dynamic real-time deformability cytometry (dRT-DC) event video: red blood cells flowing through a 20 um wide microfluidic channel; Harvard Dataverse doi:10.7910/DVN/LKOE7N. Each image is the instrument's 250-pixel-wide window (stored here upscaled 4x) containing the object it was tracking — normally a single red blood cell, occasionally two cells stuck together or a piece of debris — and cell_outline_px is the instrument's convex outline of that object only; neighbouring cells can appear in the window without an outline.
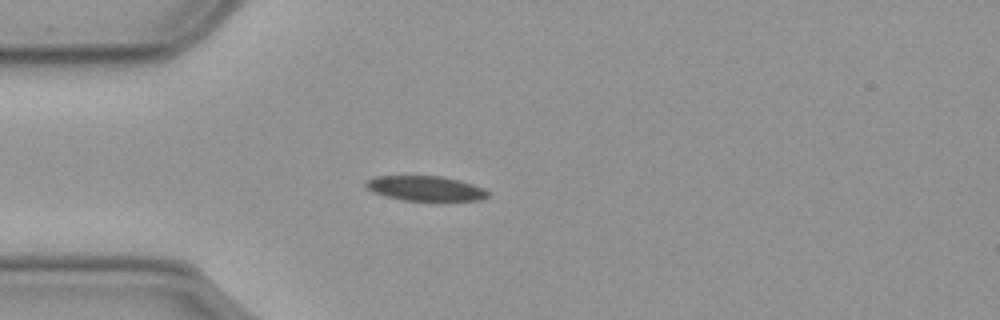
{"species": "common noctule bat (a hibernating species)", "species_latin": "Nyctalus noctula", "temperature_condition": "cold", "stored_images_in_passage": 43, "camera_frame_rate_fps": 3000, "um_per_image_px": 0.085, "animal": {"sex": "male", "body_mass_g": 23.1, "forearm_length_mm": 52.7}, "frame": {"image": 1, "passage_image": 1, "time_ms": 0.0, "image_size_px": [1000, 320], "cell_outline_px": [[488, 196], [480, 200], [404, 200], [384, 196], [372, 192], [364, 184], [368, 180], [376, 176], [440, 176], [460, 180], [484, 188], [488, 192]], "centroid_in_image_um": [36.15, 16.01], "position_along_channel_um": 48.9, "area_um2": 17.51}}
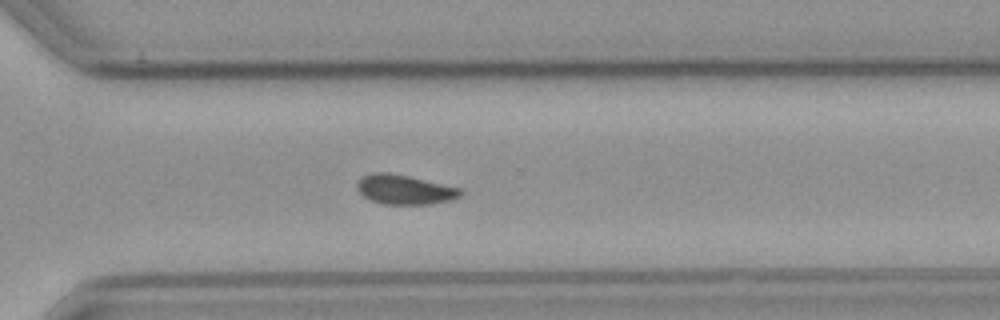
{"frame": {"image": 2, "passage_image": 26, "time_ms": 8.333, "image_size_px": [1000, 320], "cell_outline_px": [[464, 192], [460, 196], [452, 200], [428, 204], [384, 204], [372, 200], [364, 196], [356, 188], [356, 184], [360, 176], [372, 172], [388, 172], [408, 176], [460, 188]], "centroid_in_image_um": [34.37, 16.1], "position_along_channel_um": 336.2, "area_um2": 17.8}}
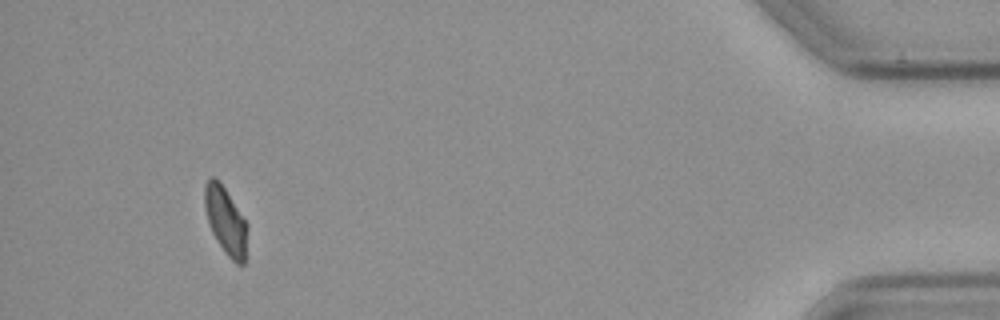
{"frame": {"image": 3, "passage_image": 39, "time_ms": 12.667, "image_size_px": [1000, 320], "cell_outline_px": [[244, 264], [236, 264], [228, 256], [216, 240], [212, 232], [204, 208], [204, 184], [208, 176], [216, 176], [220, 180], [244, 220]], "centroid_in_image_um": [19.08, 18.66], "position_along_channel_um": 416.1, "area_um2": 16.13}, "authors_computed_cell_mechanics": {"area_um2": 17.9758, "velocity_mm_per_s": 3.5792, "shape_relaxation_time_tau1_ms": 7.7281, "shape_relaxation_time_tau2_ms": null, "deformation_change_tau1": 0.1341, "deformation_change_tau2": null}}